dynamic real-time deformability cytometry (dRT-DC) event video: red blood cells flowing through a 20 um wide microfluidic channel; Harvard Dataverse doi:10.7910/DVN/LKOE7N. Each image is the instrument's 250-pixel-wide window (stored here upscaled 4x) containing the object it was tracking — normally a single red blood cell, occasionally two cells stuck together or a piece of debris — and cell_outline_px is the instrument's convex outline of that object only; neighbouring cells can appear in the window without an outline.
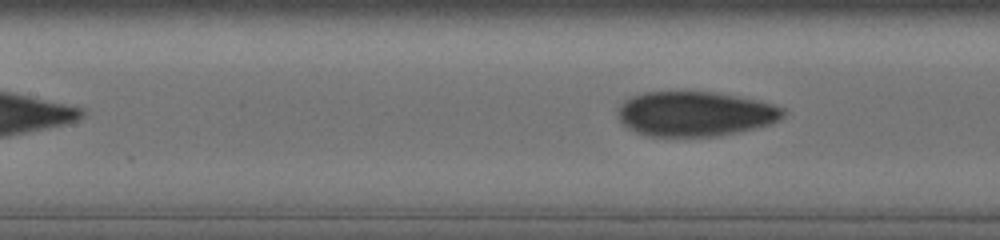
{"species": "human", "species_latin": "Homo sapiens", "temperature_condition": "cold", "stored_images_in_passage": 9, "segment_of_instrument_passage": [2, 2], "camera_frame_rate_fps": 3000, "um_per_image_px": 0.085, "donor": {"sex": "male"}, "frame": {"image": 1, "passage_image": 9, "time_ms": 7.333, "image_size_px": [1000, 240], "cell_outline_px": [[784, 116], [780, 120], [772, 124], [720, 136], [648, 136], [636, 132], [628, 128], [620, 120], [620, 104], [624, 100], [632, 96], [644, 92], [712, 92], [756, 100], [772, 104], [784, 108]], "centroid_in_image_um": [59.1, 9.68], "position_along_channel_um": 148.3, "area_um2": 42.89}}